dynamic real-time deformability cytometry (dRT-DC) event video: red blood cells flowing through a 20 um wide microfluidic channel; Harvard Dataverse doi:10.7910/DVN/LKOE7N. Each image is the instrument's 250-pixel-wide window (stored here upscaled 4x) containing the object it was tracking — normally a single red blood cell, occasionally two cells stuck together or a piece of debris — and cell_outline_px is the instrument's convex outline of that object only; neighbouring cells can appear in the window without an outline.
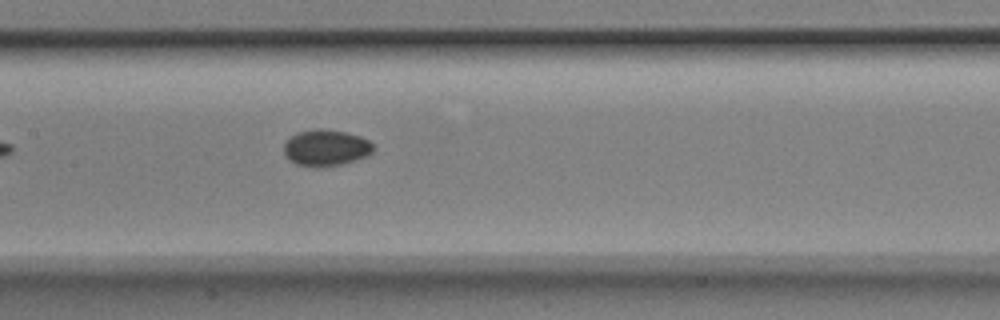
{"species": "Egyptian fruit bat (a non-hibernating species)", "species_latin": "Rousettus aegyptiacus", "temperature_condition": "room temperature", "stored_images_in_passage": 7, "camera_frame_rate_fps": 3000, "um_per_image_px": 0.085, "animal": {"sex": "male"}, "frame": {"image": 1, "passage_image": 7, "time_ms": 2.0, "image_size_px": [1000, 320], "cell_outline_px": [[372, 152], [364, 156], [340, 164], [316, 168], [296, 164], [284, 152], [284, 144], [296, 132], [316, 128], [320, 128], [348, 132], [360, 136], [368, 140], [372, 144]], "centroid_in_image_um": [27.68, 12.54], "position_along_channel_um": 179.7, "area_um2": 18.67}}